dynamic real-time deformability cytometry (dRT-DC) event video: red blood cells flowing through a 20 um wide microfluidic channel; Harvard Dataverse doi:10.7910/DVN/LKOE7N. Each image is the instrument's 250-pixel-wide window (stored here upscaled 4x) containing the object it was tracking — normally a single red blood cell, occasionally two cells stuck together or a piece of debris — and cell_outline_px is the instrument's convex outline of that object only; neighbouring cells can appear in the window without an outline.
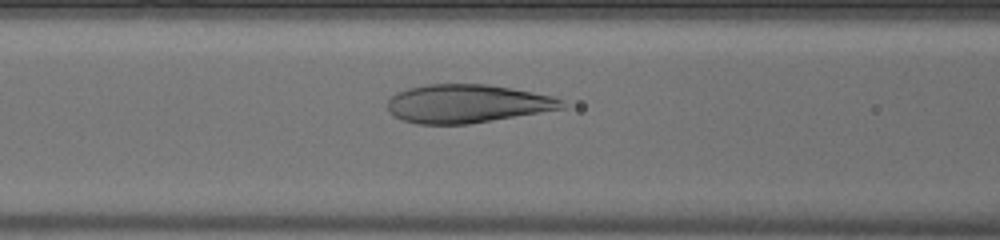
{"species": "human", "species_latin": "Homo sapiens", "temperature_condition": "warm", "stored_images_in_passage": 50, "camera_frame_rate_fps": 3000, "um_per_image_px": 0.085, "donor": {"sex": "male"}, "frame": {"image": 1, "passage_image": 21, "time_ms": 6.667, "image_size_px": [1000, 240], "cell_outline_px": [[568, 108], [468, 124], [416, 124], [404, 120], [388, 112], [388, 100], [396, 92], [408, 88], [424, 84], [484, 84], [532, 92], [552, 96], [564, 100]], "centroid_in_image_um": [39.72, 8.81], "position_along_channel_um": 126.9, "area_um2": 39.07}}
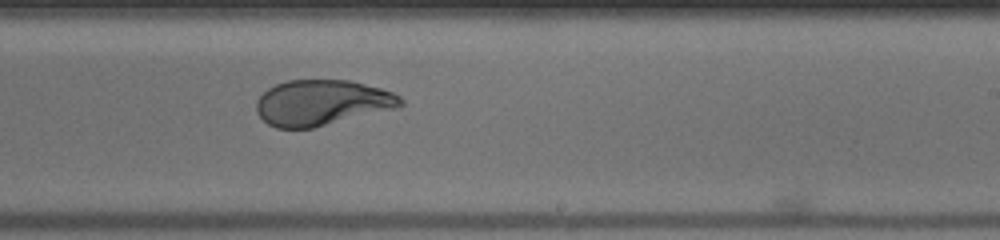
{"frame": {"image": 2, "passage_image": 31, "time_ms": 10.0, "image_size_px": [1000, 240], "cell_outline_px": [[404, 104], [400, 108], [312, 128], [276, 128], [268, 124], [256, 112], [256, 100], [268, 88], [276, 84], [288, 80], [352, 80], [380, 88], [392, 92], [400, 96], [404, 100]], "centroid_in_image_um": [27.39, 8.73], "position_along_channel_um": 261.6, "area_um2": 38.61}}
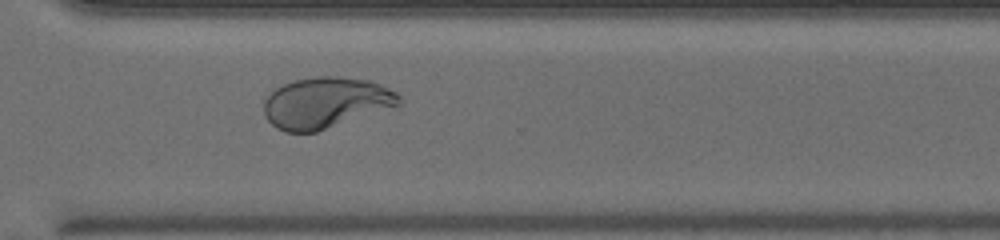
{"frame": {"image": 3, "passage_image": 37, "time_ms": 12.0, "image_size_px": [1000, 240], "cell_outline_px": [[400, 104], [316, 132], [284, 132], [276, 128], [264, 116], [264, 100], [276, 88], [284, 84], [296, 80], [316, 76], [336, 76], [372, 80], [396, 92], [400, 96]], "centroid_in_image_um": [27.66, 8.72], "position_along_channel_um": 342.9, "area_um2": 39.82}, "authors_computed_cell_mechanics": {"area_um2": 41.5004, "velocity_mm_per_s": 4.0596, "shape_relaxation_time_tau1_ms": 9.3308, "shape_relaxation_time_tau2_ms": null, "deformation_change_tau1": 0.3465, "deformation_change_tau2": null}}